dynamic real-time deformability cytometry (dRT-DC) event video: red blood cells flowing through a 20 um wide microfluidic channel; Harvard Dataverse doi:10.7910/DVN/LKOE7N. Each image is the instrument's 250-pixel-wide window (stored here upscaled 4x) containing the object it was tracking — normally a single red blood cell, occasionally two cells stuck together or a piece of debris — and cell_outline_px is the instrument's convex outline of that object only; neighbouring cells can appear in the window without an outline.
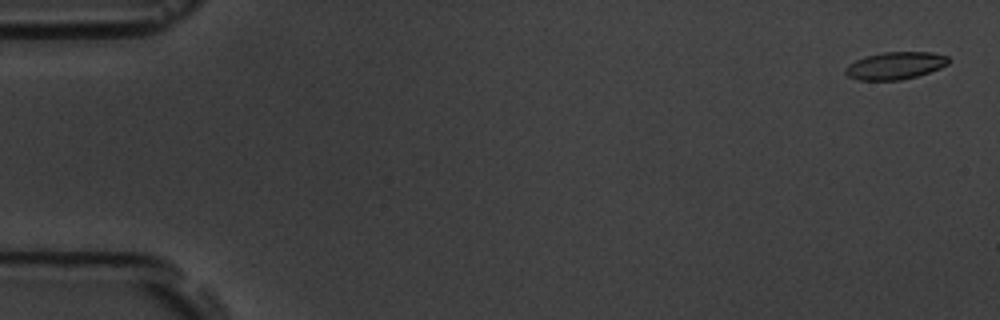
{"species": "common noctule bat (a hibernating species)", "species_latin": "Nyctalus noctula", "temperature_condition": "room temperature", "stored_images_in_passage": 9, "camera_frame_rate_fps": 3000, "um_per_image_px": 0.085, "animal": {"sex": "male", "body_mass_g": 19.5, "forearm_length_mm": 54.6}, "frame": {"image": 1, "passage_image": 1, "time_ms": 0.0, "image_size_px": [1000, 320], "cell_outline_px": [[948, 64], [940, 68], [916, 76], [900, 80], [860, 80], [848, 76], [844, 72], [844, 68], [848, 64], [856, 60], [868, 56], [884, 52], [932, 52], [948, 56]], "centroid_in_image_um": [76.08, 5.58], "position_along_channel_um": 8.9, "area_um2": 16.3}}
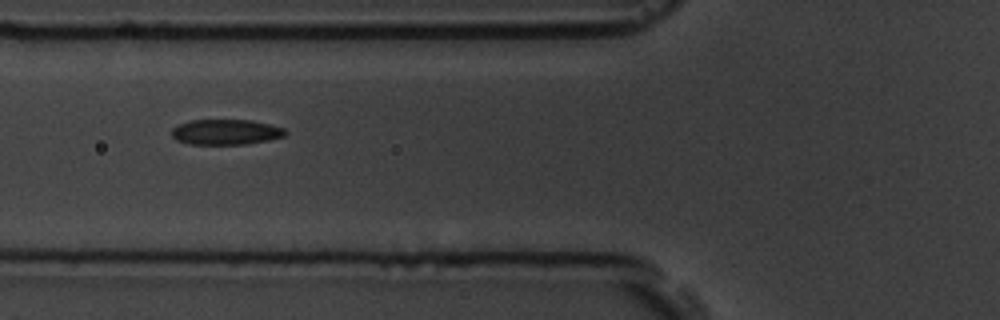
{"frame": {"image": 2, "passage_image": 6, "time_ms": 6.667, "image_size_px": [1000, 320], "cell_outline_px": [[288, 132], [284, 136], [268, 140], [244, 144], [188, 144], [176, 140], [172, 136], [172, 128], [180, 124], [192, 120], [252, 120], [284, 128]], "centroid_in_image_um": [19.19, 11.22], "position_along_channel_um": 106.6, "area_um2": 16.7}}
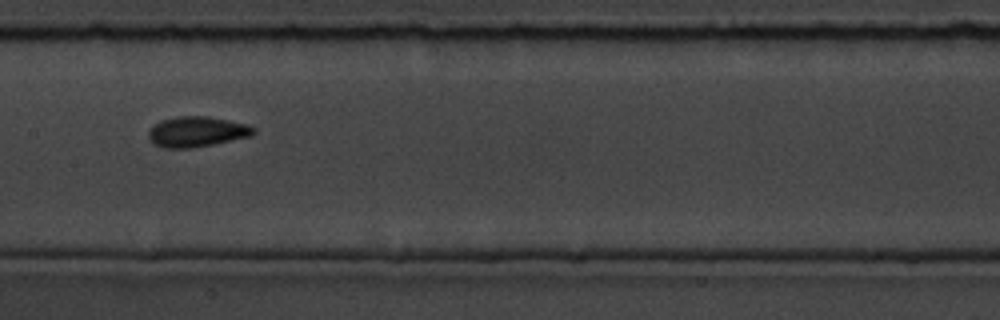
{"frame": {"image": 3, "passage_image": 8, "time_ms": 9.0, "image_size_px": [1000, 320], "cell_outline_px": [[256, 132], [252, 136], [192, 148], [164, 148], [148, 140], [148, 132], [152, 124], [160, 120], [180, 116], [208, 116], [248, 124], [256, 128]], "centroid_in_image_um": [16.72, 11.19], "position_along_channel_um": 190.7, "area_um2": 18.79}}